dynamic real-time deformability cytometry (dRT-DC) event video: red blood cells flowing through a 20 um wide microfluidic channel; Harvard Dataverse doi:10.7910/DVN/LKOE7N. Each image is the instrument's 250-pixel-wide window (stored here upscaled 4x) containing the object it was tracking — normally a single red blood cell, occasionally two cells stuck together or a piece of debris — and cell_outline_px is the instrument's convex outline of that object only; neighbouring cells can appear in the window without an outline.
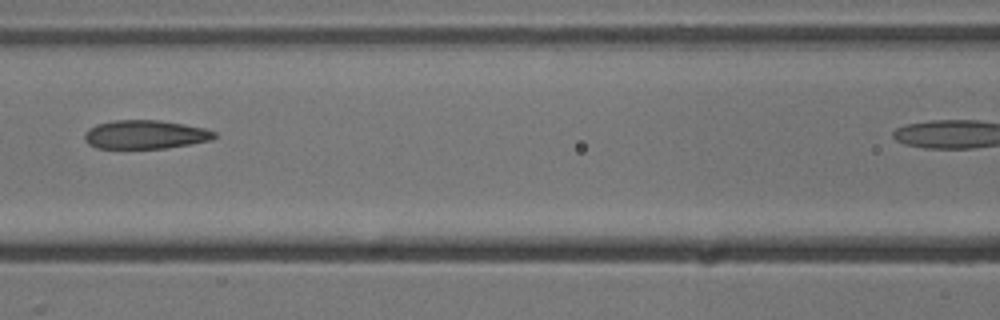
{"species": "common noctule bat (a hibernating species)", "species_latin": "Nyctalus noctula", "temperature_condition": "cold", "stored_images_in_passage": 5, "segment_of_instrument_passage": [1, 2], "camera_frame_rate_fps": 3000, "um_per_image_px": 0.085, "animal": {"sex": "male", "body_mass_g": 13.3}, "frame": {"image": 1, "passage_image": 4, "time_ms": 3.333, "image_size_px": [1000, 320], "cell_outline_px": [[216, 136], [212, 140], [164, 148], [96, 148], [88, 144], [84, 140], [84, 132], [88, 128], [96, 124], [112, 120], [160, 120], [184, 124], [204, 128], [216, 132]], "centroid_in_image_um": [12.3, 11.43], "position_along_channel_um": 154.3, "area_um2": 21.79}}